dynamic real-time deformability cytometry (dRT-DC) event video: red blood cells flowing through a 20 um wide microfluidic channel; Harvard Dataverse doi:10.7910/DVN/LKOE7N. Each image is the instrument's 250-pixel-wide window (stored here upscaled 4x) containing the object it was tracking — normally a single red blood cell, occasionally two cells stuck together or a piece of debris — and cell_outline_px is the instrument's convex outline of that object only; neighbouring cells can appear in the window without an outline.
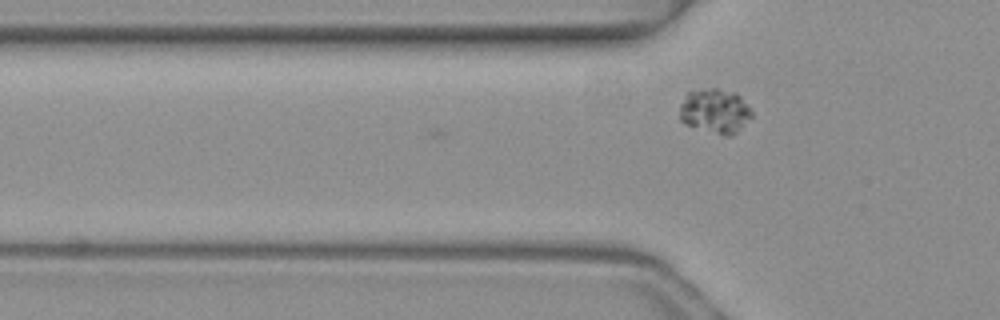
{"species": "common noctule bat (a hibernating species)", "species_latin": "Nyctalus noctula", "temperature_condition": "warm", "stored_images_in_passage": 3, "camera_frame_rate_fps": 3000, "um_per_image_px": 0.085, "animal": {"sex": "female", "body_mass_g": 19.3, "forearm_length_mm": 54.1}, "frame": {"image": 1, "passage_image": 3, "time_ms": 0.667, "image_size_px": [1000, 320], "cell_outline_px": [[752, 116], [732, 136], [724, 136], [684, 124], [680, 120], [680, 104], [684, 96], [688, 92], [700, 88], [716, 88], [736, 92], [740, 96], [752, 112]], "centroid_in_image_um": [60.74, 9.42], "position_along_channel_um": 65.1, "area_um2": 18.84}}